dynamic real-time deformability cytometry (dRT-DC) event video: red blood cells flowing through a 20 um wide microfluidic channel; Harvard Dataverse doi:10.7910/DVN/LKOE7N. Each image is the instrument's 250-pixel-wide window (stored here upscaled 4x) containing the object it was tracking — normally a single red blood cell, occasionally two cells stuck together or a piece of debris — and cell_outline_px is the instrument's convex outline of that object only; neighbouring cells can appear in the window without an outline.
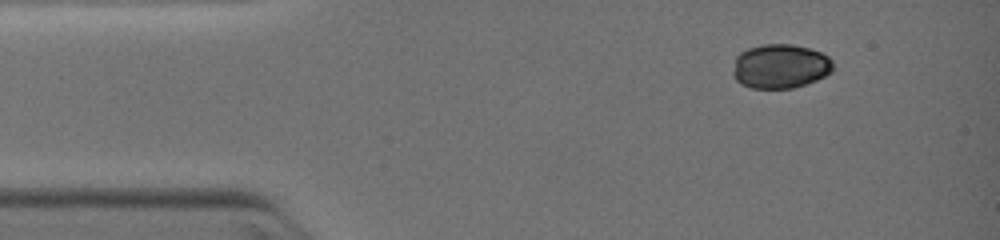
{"species": "common noctule bat (a hibernating species)", "species_latin": "Nyctalus noctula", "temperature_condition": "warm", "stored_images_in_passage": 41, "camera_frame_rate_fps": 3000, "um_per_image_px": 0.085, "animal": {"sex": "female", "body_mass_g": 19.0, "forearm_length_mm": 51.5}, "frame": {"image": 1, "passage_image": 1, "time_ms": 0.0, "image_size_px": [1000, 240], "cell_outline_px": [[832, 72], [816, 80], [792, 88], [752, 88], [740, 84], [736, 80], [732, 72], [736, 56], [740, 52], [748, 48], [764, 44], [792, 44], [808, 48], [820, 52], [828, 56], [832, 60]], "centroid_in_image_um": [66.3, 5.63], "position_along_channel_um": 18.7, "area_um2": 25.84}}
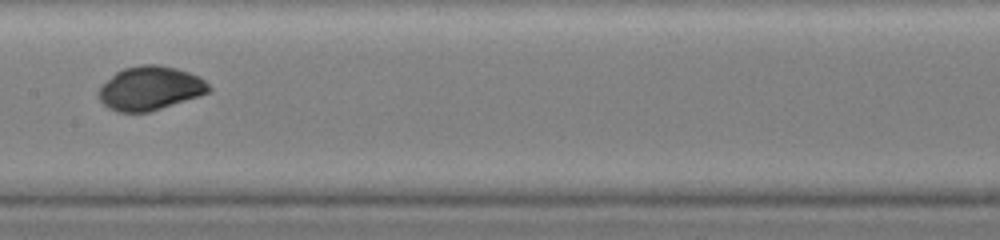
{"frame": {"image": 2, "passage_image": 22, "time_ms": 5.0, "image_size_px": [1000, 240], "cell_outline_px": [[212, 88], [208, 92], [200, 96], [148, 112], [120, 112], [108, 108], [100, 100], [96, 92], [100, 84], [116, 72], [124, 68], [140, 64], [156, 64], [176, 68], [200, 76]], "centroid_in_image_um": [12.73, 7.49], "position_along_channel_um": 194.7, "area_um2": 28.32}}
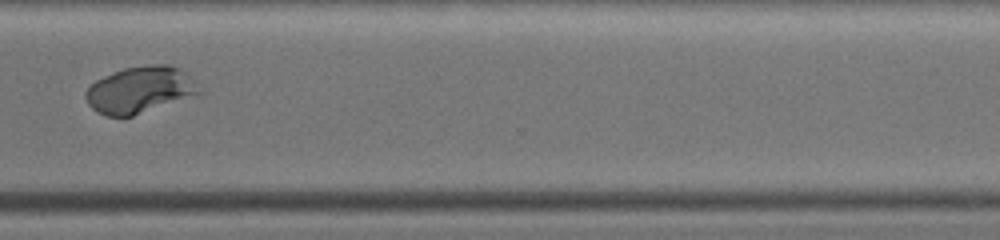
{"frame": {"image": 3, "passage_image": 40, "time_ms": 8.333, "image_size_px": [1000, 240], "cell_outline_px": [[204, 92], [196, 96], [132, 116], [108, 116], [96, 112], [88, 104], [84, 96], [84, 92], [96, 80], [104, 76], [124, 68], [148, 64], [172, 64], [180, 68], [196, 80]], "centroid_in_image_um": [11.96, 7.63], "position_along_channel_um": 358.6, "area_um2": 31.33}}